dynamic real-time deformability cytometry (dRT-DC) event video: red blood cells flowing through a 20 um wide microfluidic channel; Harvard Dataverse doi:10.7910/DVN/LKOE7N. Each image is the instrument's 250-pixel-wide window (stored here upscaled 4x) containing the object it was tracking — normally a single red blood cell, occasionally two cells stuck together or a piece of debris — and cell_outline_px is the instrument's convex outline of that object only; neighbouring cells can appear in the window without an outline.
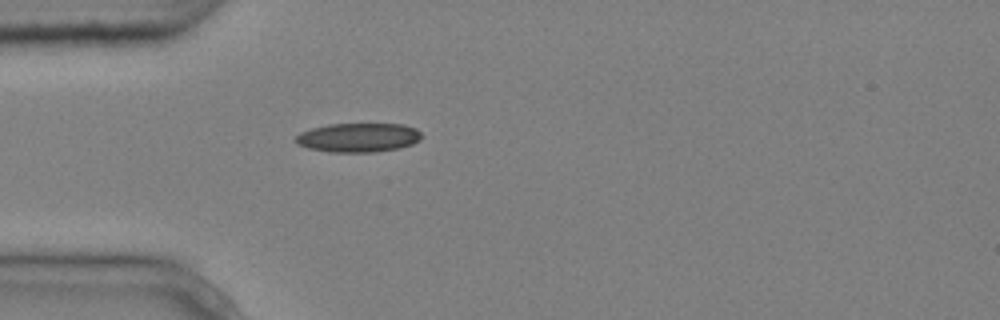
{"species": "common noctule bat (a hibernating species)", "species_latin": "Nyctalus noctula", "temperature_condition": "cold", "stored_images_in_passage": 1, "camera_frame_rate_fps": 3000, "um_per_image_px": 0.085, "animal": {"sex": "male", "body_mass_g": 20.4}, "frame": {"image": 1, "passage_image": 1, "time_ms": 0.0, "image_size_px": [1000, 320], "cell_outline_px": [[424, 136], [420, 140], [412, 144], [400, 148], [376, 152], [332, 152], [308, 148], [296, 144], [296, 136], [300, 132], [312, 128], [328, 124], [404, 124], [416, 128]], "centroid_in_image_um": [30.49, 11.69], "position_along_channel_um": 54.5, "area_um2": 21.5}}